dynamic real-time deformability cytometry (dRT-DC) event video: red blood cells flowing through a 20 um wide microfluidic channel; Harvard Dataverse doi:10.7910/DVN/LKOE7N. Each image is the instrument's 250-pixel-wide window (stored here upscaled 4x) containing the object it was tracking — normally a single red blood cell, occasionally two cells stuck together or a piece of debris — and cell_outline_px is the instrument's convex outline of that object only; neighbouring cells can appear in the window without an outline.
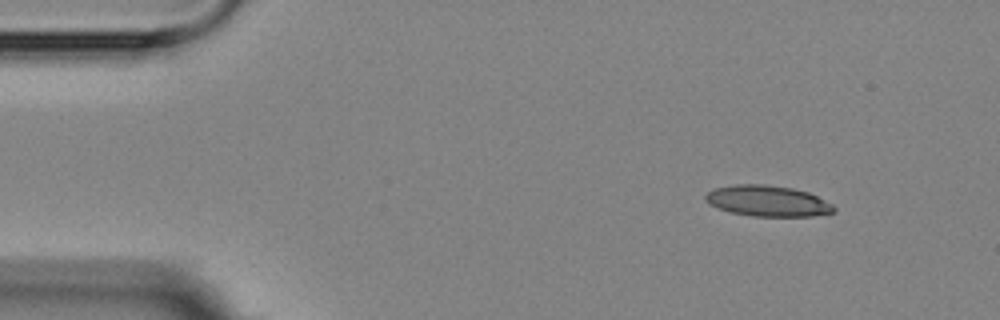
{"species": "Egyptian fruit bat (a non-hibernating species)", "species_latin": "Rousettus aegyptiacus", "temperature_condition": "room temperature", "stored_images_in_passage": 8, "camera_frame_rate_fps": 3000, "um_per_image_px": 0.085, "animal": {"sex": "female"}, "frame": {"image": 1, "passage_image": 1, "time_ms": 0.0, "image_size_px": [1000, 320], "cell_outline_px": [[836, 212], [812, 216], [752, 216], [732, 212], [708, 204], [704, 200], [704, 196], [708, 192], [716, 188], [736, 184], [764, 184], [792, 188], [808, 192], [832, 204], [836, 208]], "centroid_in_image_um": [65.25, 17.08], "position_along_channel_um": 19.7, "area_um2": 23.0}}
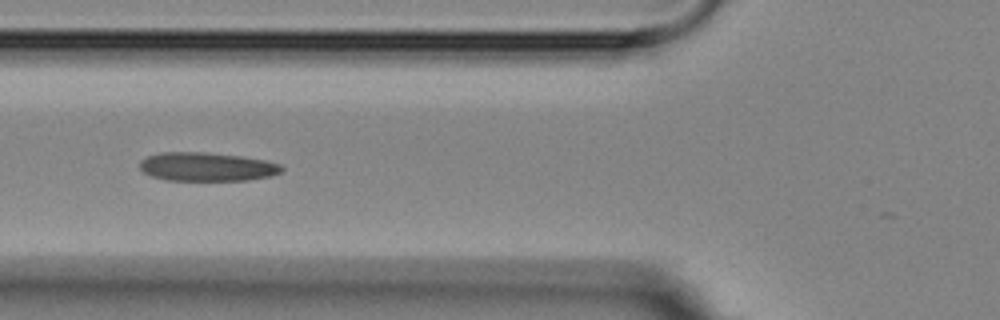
{"frame": {"image": 2, "passage_image": 5, "time_ms": 4.667, "image_size_px": [1000, 320], "cell_outline_px": [[284, 168], [280, 172], [272, 176], [248, 180], [164, 180], [152, 176], [144, 172], [140, 168], [140, 160], [148, 156], [160, 152], [204, 152], [240, 156], [264, 160], [280, 164]], "centroid_in_image_um": [17.58, 14.17], "position_along_channel_um": 108.2, "area_um2": 23.7}}
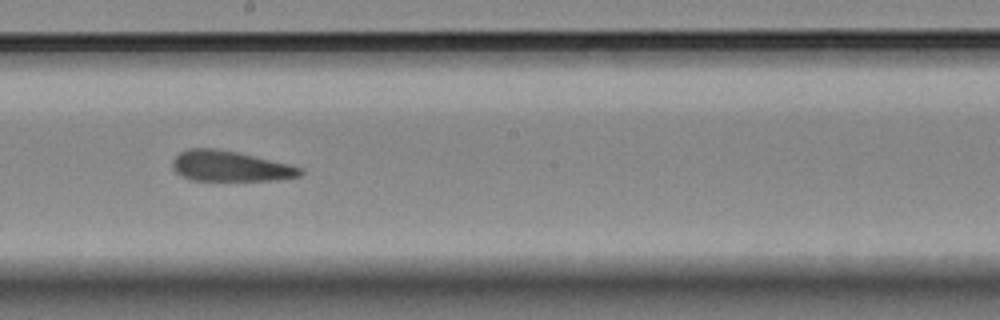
{"frame": {"image": 3, "passage_image": 8, "time_ms": 8.0, "image_size_px": [1000, 320], "cell_outline_px": [[304, 172], [300, 176], [276, 180], [192, 180], [176, 172], [172, 168], [172, 160], [180, 152], [188, 148], [212, 148], [236, 152], [288, 164], [304, 168]], "centroid_in_image_um": [19.56, 14.13], "position_along_channel_um": 228.6, "area_um2": 22.48}}